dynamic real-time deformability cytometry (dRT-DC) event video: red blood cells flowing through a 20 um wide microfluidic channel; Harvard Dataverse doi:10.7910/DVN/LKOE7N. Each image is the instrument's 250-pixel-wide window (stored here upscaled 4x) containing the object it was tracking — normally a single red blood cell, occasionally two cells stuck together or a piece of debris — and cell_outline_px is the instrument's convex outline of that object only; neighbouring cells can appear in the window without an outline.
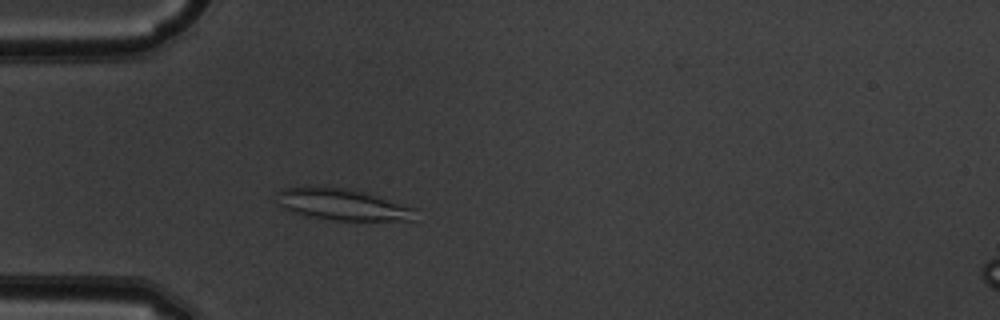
{"species": "common noctule bat (a hibernating species)", "species_latin": "Nyctalus noctula", "temperature_condition": "warm", "stored_images_in_passage": 44, "camera_frame_rate_fps": 3000, "um_per_image_px": 0.085, "animal": {"sex": "male", "body_mass_g": 19.5, "forearm_length_mm": 54.6}, "frame": {"image": 1, "passage_image": 13, "time_ms": 4.0, "image_size_px": [1000, 320], "cell_outline_px": [[416, 220], [336, 220], [296, 212], [284, 208], [280, 204], [276, 192], [284, 188], [308, 184], [356, 188], [416, 208]], "centroid_in_image_um": [29.15, 17.32], "position_along_channel_um": 55.9, "area_um2": 25.89}}
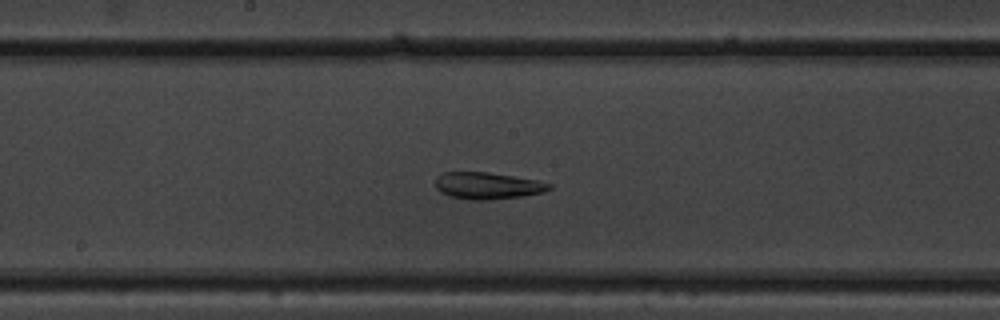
{"frame": {"image": 2, "passage_image": 25, "time_ms": 8.0, "image_size_px": [1000, 320], "cell_outline_px": [[552, 188], [544, 192], [524, 196], [484, 200], [472, 200], [448, 196], [440, 192], [436, 188], [436, 176], [444, 172], [488, 172], [536, 180], [552, 184]], "centroid_in_image_um": [41.43, 15.79], "position_along_channel_um": 206.8, "area_um2": 17.8}}
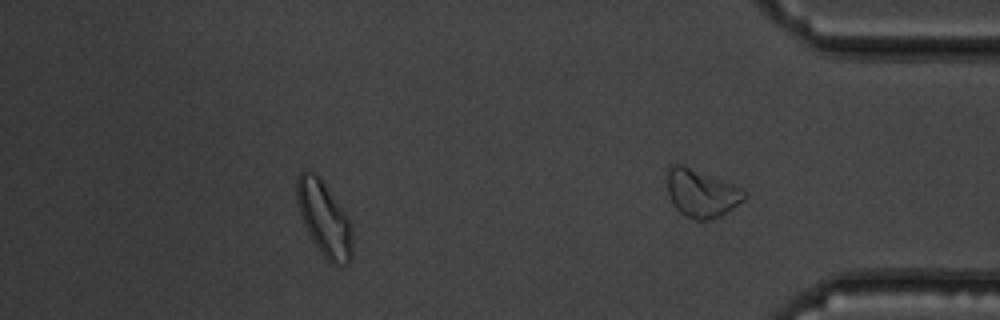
{"frame": {"image": 3, "passage_image": 38, "time_ms": 12.333, "image_size_px": [1000, 320], "cell_outline_px": [[352, 256], [348, 264], [332, 264], [320, 252], [312, 240], [304, 224], [296, 200], [296, 180], [300, 172], [308, 168], [320, 176], [348, 216], [352, 228]], "centroid_in_image_um": [27.55, 18.54], "position_along_channel_um": 407.6, "area_um2": 24.39}, "authors_computed_cell_mechanics": {"area_um2": 22.7732, "velocity_mm_per_s": 3.9635, "shape_relaxation_time_tau1_ms": null, "shape_relaxation_time_tau2_ms": 4.9391, "deformation_change_tau1": null, "deformation_change_tau2": 0.1035}}